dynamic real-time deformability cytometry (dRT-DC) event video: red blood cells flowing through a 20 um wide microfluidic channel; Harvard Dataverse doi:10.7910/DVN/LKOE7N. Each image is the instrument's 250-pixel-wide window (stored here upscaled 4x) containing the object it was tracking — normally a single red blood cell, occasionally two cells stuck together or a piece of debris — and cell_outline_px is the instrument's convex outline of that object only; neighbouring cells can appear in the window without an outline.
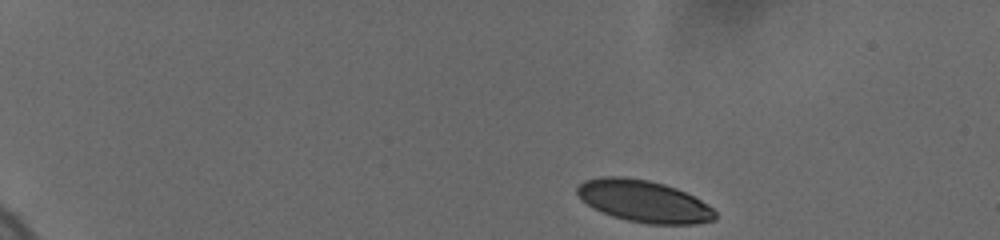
{"species": "human", "species_latin": "Homo sapiens", "temperature_condition": "cold", "stored_images_in_passage": 30, "camera_frame_rate_fps": 3000, "um_per_image_px": 0.085, "donor": {"sex": "female"}, "frame": {"image": 1, "passage_image": 1, "time_ms": 0.0, "image_size_px": [1000, 240], "cell_outline_px": [[716, 220], [696, 224], [648, 224], [628, 220], [612, 216], [600, 212], [592, 208], [580, 200], [576, 192], [576, 188], [584, 180], [600, 176], [624, 176], [648, 180], [664, 184], [676, 188], [700, 200], [712, 208], [716, 212]], "centroid_in_image_um": [54.68, 17.1], "position_along_channel_um": 30.3, "area_um2": 33.93}}
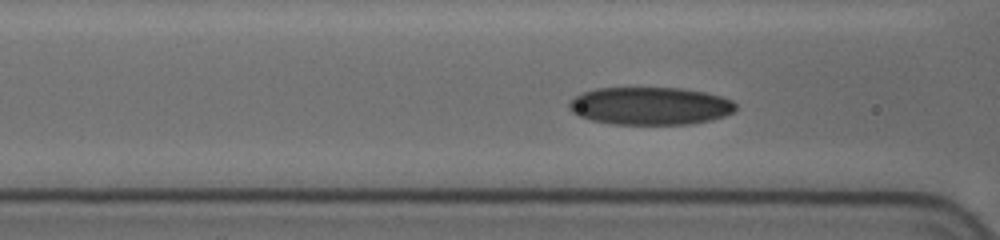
{"frame": {"image": 2, "passage_image": 22, "time_ms": 5.333, "image_size_px": [1000, 240], "cell_outline_px": [[736, 112], [712, 120], [692, 124], [612, 124], [592, 120], [580, 116], [572, 112], [568, 108], [568, 104], [576, 96], [584, 92], [596, 88], [680, 88], [704, 92], [720, 96], [732, 100], [736, 104]], "centroid_in_image_um": [55.3, 9.01], "position_along_channel_um": 111.3, "area_um2": 36.7}}
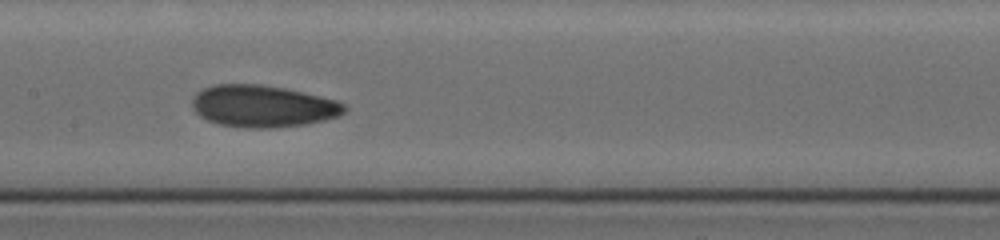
{"frame": {"image": 3, "passage_image": 29, "time_ms": 7.333, "image_size_px": [1000, 240], "cell_outline_px": [[348, 108], [340, 116], [324, 120], [304, 124], [272, 128], [248, 128], [216, 124], [200, 116], [192, 108], [192, 96], [196, 92], [212, 84], [260, 84], [284, 88], [320, 96], [336, 100], [344, 104]], "centroid_in_image_um": [22.31, 9.02], "position_along_channel_um": 185.1, "area_um2": 37.4}}